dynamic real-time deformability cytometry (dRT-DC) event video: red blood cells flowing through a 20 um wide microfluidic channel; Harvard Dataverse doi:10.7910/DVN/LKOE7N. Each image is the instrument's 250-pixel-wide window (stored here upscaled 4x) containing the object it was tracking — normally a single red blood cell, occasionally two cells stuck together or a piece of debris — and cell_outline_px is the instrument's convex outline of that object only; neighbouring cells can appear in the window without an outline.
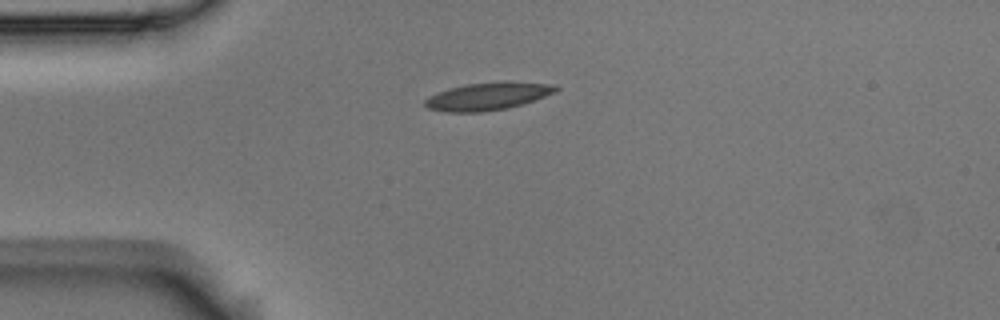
{"species": "Egyptian fruit bat (a non-hibernating species)", "species_latin": "Rousettus aegyptiacus", "temperature_condition": "room temperature", "stored_images_in_passage": 1, "camera_frame_rate_fps": 3000, "um_per_image_px": 0.085, "animal": {"sex": "male"}, "frame": {"image": 1, "passage_image": 1, "time_ms": 0.0, "image_size_px": [1000, 320], "cell_outline_px": [[560, 88], [556, 92], [508, 108], [480, 112], [444, 112], [428, 108], [424, 104], [424, 100], [428, 96], [448, 88], [468, 84], [556, 84]], "centroid_in_image_um": [41.35, 8.23], "position_along_channel_um": 43.6, "area_um2": 20.0}}